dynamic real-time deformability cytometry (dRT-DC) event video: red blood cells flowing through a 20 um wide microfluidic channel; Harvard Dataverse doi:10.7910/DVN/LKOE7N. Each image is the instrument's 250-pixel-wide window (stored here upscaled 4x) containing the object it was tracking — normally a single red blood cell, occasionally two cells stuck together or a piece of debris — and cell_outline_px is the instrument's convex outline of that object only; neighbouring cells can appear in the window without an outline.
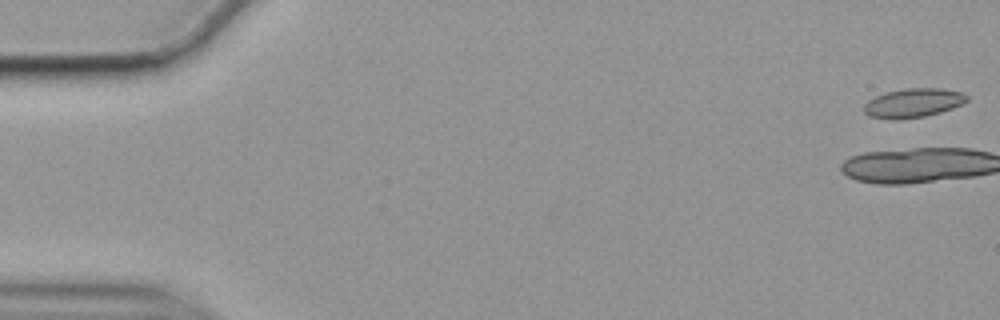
{"species": "common noctule bat (a hibernating species)", "species_latin": "Nyctalus noctula", "temperature_condition": "cold", "stored_images_in_passage": 18, "camera_frame_rate_fps": 3000, "um_per_image_px": 0.085, "animal": {"sex": "female", "body_mass_g": 19.9}, "frame": {"image": 1, "passage_image": 1, "time_ms": 0.0, "image_size_px": [1000, 320], "cell_outline_px": [[968, 100], [952, 108], [940, 112], [924, 116], [896, 120], [892, 120], [868, 116], [864, 112], [864, 104], [868, 100], [884, 92], [904, 88], [940, 88], [964, 92], [968, 96]], "centroid_in_image_um": [77.6, 8.74], "position_along_channel_um": 7.4, "area_um2": 17.57}}